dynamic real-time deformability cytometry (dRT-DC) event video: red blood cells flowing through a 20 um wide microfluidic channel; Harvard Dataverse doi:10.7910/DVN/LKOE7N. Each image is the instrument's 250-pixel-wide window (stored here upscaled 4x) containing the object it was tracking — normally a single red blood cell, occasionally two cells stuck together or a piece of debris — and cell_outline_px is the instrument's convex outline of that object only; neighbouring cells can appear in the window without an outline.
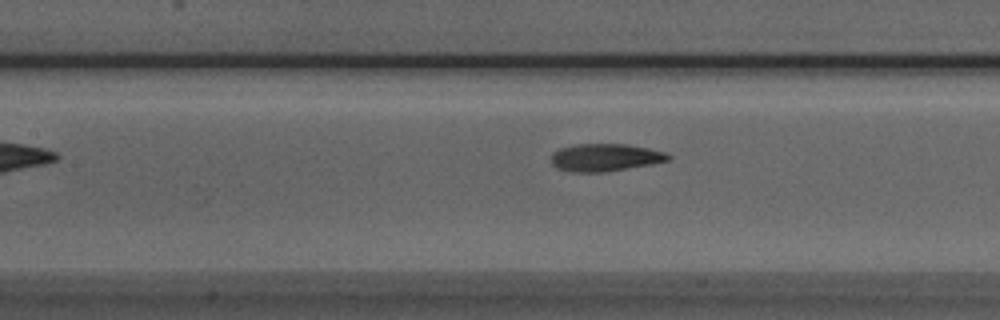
{"species": "Egyptian fruit bat (a non-hibernating species)", "species_latin": "Rousettus aegyptiacus", "temperature_condition": "room temperature", "stored_images_in_passage": 27, "camera_frame_rate_fps": 3000, "um_per_image_px": 0.085, "animal": {"sex": "male"}, "frame": {"image": 1, "passage_image": 8, "time_ms": 2.333, "image_size_px": [1000, 320], "cell_outline_px": [[672, 160], [652, 164], [604, 172], [572, 172], [556, 168], [552, 164], [552, 152], [560, 148], [576, 144], [628, 144], [648, 148], [664, 152], [672, 156]], "centroid_in_image_um": [51.45, 13.38], "position_along_channel_um": 155.9, "area_um2": 18.9}}
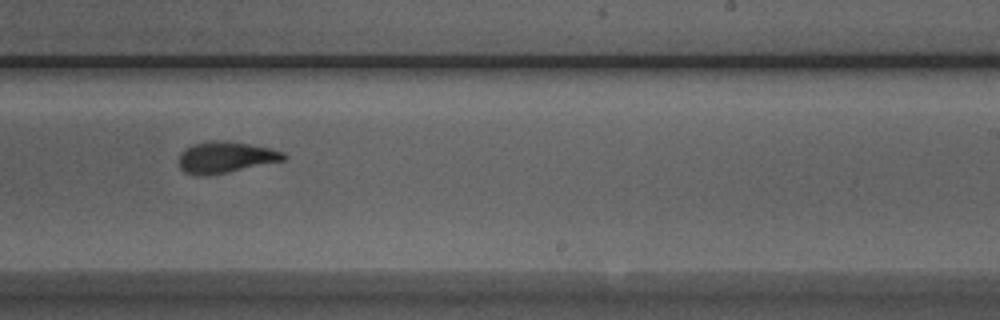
{"frame": {"image": 2, "passage_image": 17, "time_ms": 5.333, "image_size_px": [1000, 320], "cell_outline_px": [[288, 156], [284, 160], [204, 176], [200, 176], [184, 172], [180, 168], [180, 152], [184, 148], [192, 144], [212, 140], [224, 140], [248, 144], [268, 148], [284, 152]], "centroid_in_image_um": [19.13, 13.35], "position_along_channel_um": 269.9, "area_um2": 18.84}}
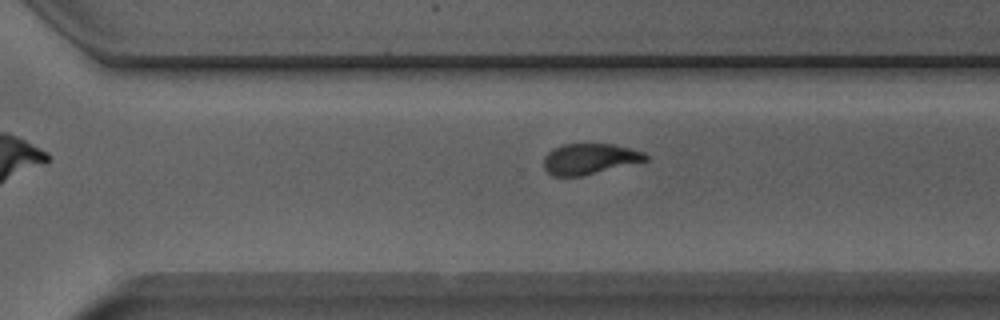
{"frame": {"image": 3, "passage_image": 21, "time_ms": 6.667, "image_size_px": [1000, 320], "cell_outline_px": [[648, 160], [584, 176], [552, 176], [544, 168], [544, 156], [552, 148], [564, 144], [612, 144], [632, 148], [644, 152], [648, 156]], "centroid_in_image_um": [50.12, 13.51], "position_along_channel_um": 320.5, "area_um2": 18.38}, "authors_computed_cell_mechanics": {"area_um2": 18.9584, "velocity_mm_per_s": 3.803, "shape_relaxation_time_tau1_ms": 3.8991, "shape_relaxation_time_tau2_ms": 2.2087, "deformation_change_tau1": 0.1759, "deformation_change_tau2": 0.0802}}